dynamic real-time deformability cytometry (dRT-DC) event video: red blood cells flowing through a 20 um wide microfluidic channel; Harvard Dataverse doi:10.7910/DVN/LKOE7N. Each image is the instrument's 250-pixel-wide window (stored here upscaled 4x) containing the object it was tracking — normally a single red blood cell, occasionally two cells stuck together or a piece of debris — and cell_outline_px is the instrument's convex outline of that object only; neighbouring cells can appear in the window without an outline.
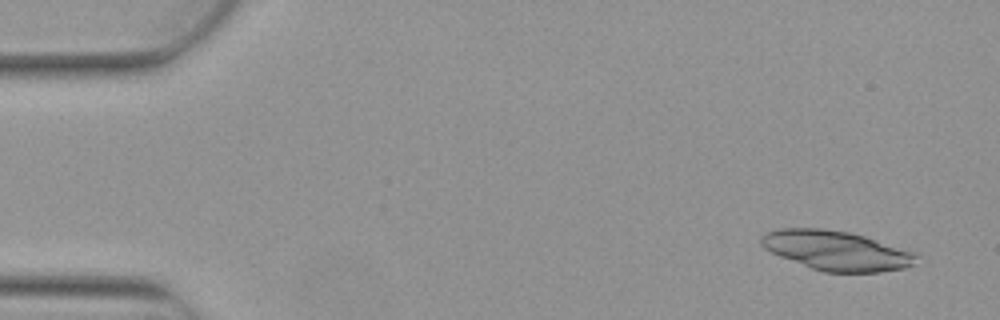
{"species": "Egyptian fruit bat (a non-hibernating species)", "species_latin": "Rousettus aegyptiacus", "temperature_condition": "warm", "stored_images_in_passage": 4, "camera_frame_rate_fps": 3000, "um_per_image_px": 0.085, "animal": {"sex": "female"}, "frame": {"image": 1, "passage_image": 1, "time_ms": 0.0, "image_size_px": [1000, 320], "cell_outline_px": [[916, 264], [904, 268], [880, 272], [824, 272], [812, 268], [780, 256], [764, 248], [760, 244], [760, 236], [768, 232], [780, 228], [824, 228], [848, 232], [864, 236], [916, 252]], "centroid_in_image_um": [71.1, 21.29], "position_along_channel_um": 13.9, "area_um2": 35.6}}